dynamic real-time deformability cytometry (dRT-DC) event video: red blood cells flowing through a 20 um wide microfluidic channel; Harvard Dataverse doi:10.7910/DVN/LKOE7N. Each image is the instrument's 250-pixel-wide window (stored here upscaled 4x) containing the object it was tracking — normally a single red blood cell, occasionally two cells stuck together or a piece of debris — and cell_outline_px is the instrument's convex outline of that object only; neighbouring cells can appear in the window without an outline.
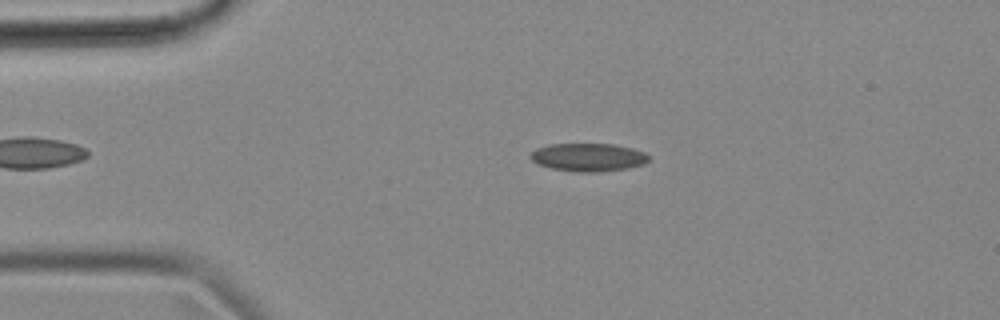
{"species": "common noctule bat (a hibernating species)", "species_latin": "Nyctalus noctula", "temperature_condition": "cold", "stored_images_in_passage": 57, "camera_frame_rate_fps": 3000, "um_per_image_px": 0.085, "animal": {"sex": "female", "body_mass_g": 18.4}, "frame": {"image": 1, "passage_image": 11, "time_ms": 3.333, "image_size_px": [1000, 320], "cell_outline_px": [[648, 160], [644, 164], [628, 168], [592, 172], [580, 172], [552, 168], [540, 164], [532, 160], [528, 156], [536, 148], [548, 144], [612, 144], [632, 148], [644, 152], [648, 156]], "centroid_in_image_um": [49.99, 13.35], "position_along_channel_um": 35.0, "area_um2": 19.13}}
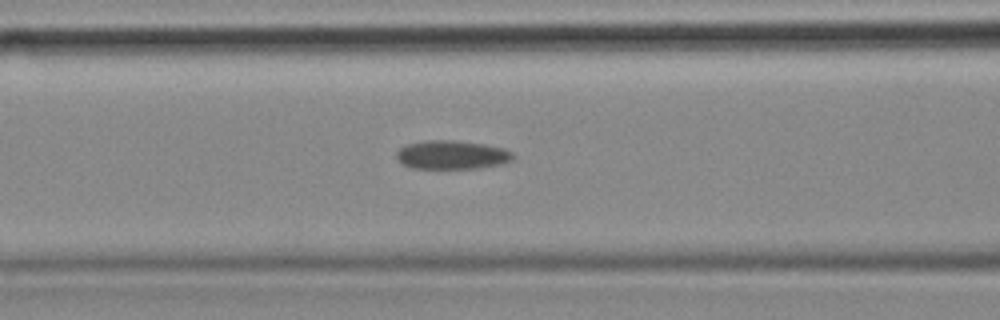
{"frame": {"image": 2, "passage_image": 22, "time_ms": 7.0, "image_size_px": [1000, 320], "cell_outline_px": [[512, 160], [500, 164], [480, 168], [412, 168], [404, 164], [396, 156], [396, 152], [400, 148], [408, 144], [424, 140], [452, 140], [484, 144], [504, 148], [512, 152]], "centroid_in_image_um": [38.41, 13.15], "position_along_channel_um": 128.2, "area_um2": 19.31}}
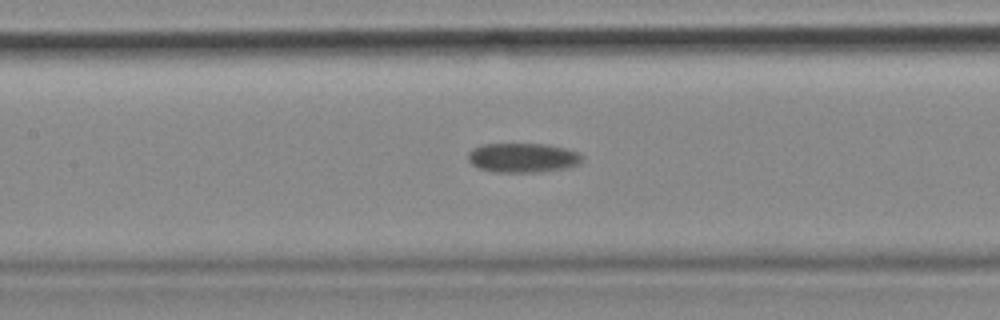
{"frame": {"image": 3, "passage_image": 25, "time_ms": 8.0, "image_size_px": [1000, 320], "cell_outline_px": [[584, 156], [580, 164], [568, 168], [536, 172], [492, 172], [480, 168], [472, 164], [468, 160], [468, 152], [472, 148], [484, 144], [544, 144], [564, 148], [580, 152]], "centroid_in_image_um": [44.46, 13.41], "position_along_channel_um": 162.9, "area_um2": 19.71}, "authors_computed_cell_mechanics": {"area_um2": 19.5942, "velocity_mm_per_s": 3.4777, "shape_relaxation_time_tau1_ms": 2.4035, "shape_relaxation_time_tau2_ms": null, "deformation_change_tau1": 0.0575, "deformation_change_tau2": null}}